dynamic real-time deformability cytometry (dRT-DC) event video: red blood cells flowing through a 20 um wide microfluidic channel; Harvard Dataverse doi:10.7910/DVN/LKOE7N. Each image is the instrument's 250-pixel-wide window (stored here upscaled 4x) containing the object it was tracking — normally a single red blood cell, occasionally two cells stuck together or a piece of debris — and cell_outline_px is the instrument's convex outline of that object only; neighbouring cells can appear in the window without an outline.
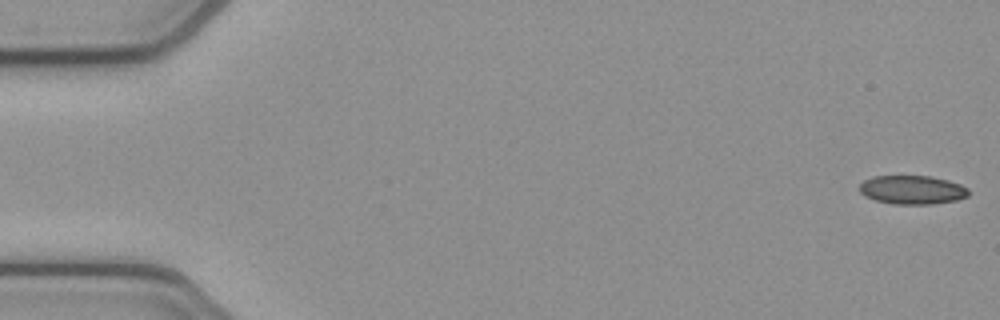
{"species": "common noctule bat (a hibernating species)", "species_latin": "Nyctalus noctula", "temperature_condition": "cold", "stored_images_in_passage": 53, "camera_frame_rate_fps": 3000, "um_per_image_px": 0.085, "animal": {"sex": "female", "body_mass_g": 21.9}, "frame": {"image": 1, "passage_image": 1, "time_ms": 0.0, "image_size_px": [1000, 320], "cell_outline_px": [[968, 196], [956, 200], [932, 204], [892, 204], [876, 200], [864, 196], [860, 192], [860, 184], [864, 180], [872, 176], [932, 176], [948, 180], [960, 184], [968, 188]], "centroid_in_image_um": [77.53, 16.13], "position_along_channel_um": 7.5, "area_um2": 18.32}}
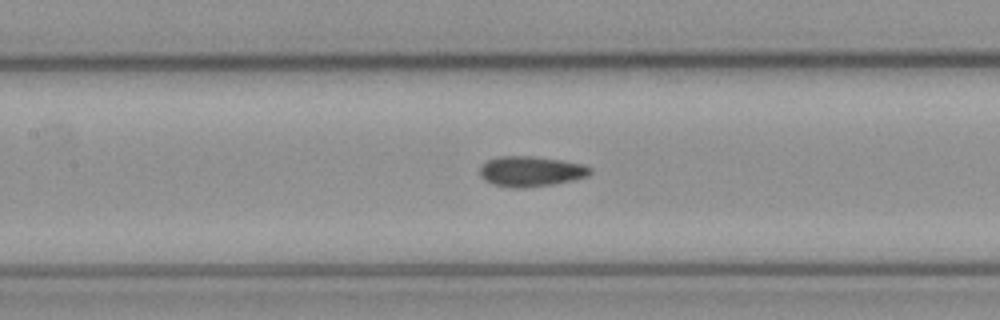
{"frame": {"image": 2, "passage_image": 24, "time_ms": 7.667, "image_size_px": [1000, 320], "cell_outline_px": [[592, 172], [588, 176], [572, 180], [552, 184], [524, 188], [512, 188], [492, 184], [484, 180], [480, 176], [480, 168], [488, 160], [500, 156], [532, 156], [560, 160], [584, 164], [592, 168]], "centroid_in_image_um": [45.13, 14.57], "position_along_channel_um": 162.3, "area_um2": 19.48}}
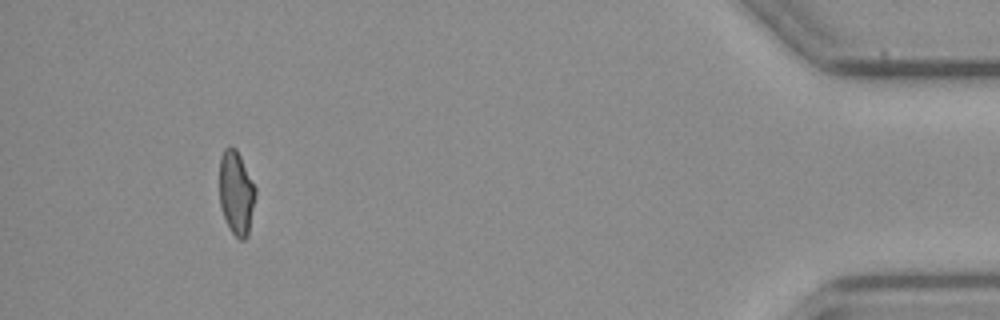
{"frame": {"image": 3, "passage_image": 49, "time_ms": 16.0, "image_size_px": [1000, 320], "cell_outline_px": [[256, 196], [248, 236], [244, 240], [240, 240], [228, 228], [220, 204], [220, 156], [224, 148], [236, 148], [256, 188]], "centroid_in_image_um": [20.09, 16.42], "position_along_channel_um": 415.1, "area_um2": 17.57}, "authors_computed_cell_mechanics": {"area_um2": 18.9584, "velocity_mm_per_s": 3.8808, "shape_relaxation_time_tau1_ms": null, "shape_relaxation_time_tau2_ms": 2.3663, "deformation_change_tau1": null, "deformation_change_tau2": 0.0591}}